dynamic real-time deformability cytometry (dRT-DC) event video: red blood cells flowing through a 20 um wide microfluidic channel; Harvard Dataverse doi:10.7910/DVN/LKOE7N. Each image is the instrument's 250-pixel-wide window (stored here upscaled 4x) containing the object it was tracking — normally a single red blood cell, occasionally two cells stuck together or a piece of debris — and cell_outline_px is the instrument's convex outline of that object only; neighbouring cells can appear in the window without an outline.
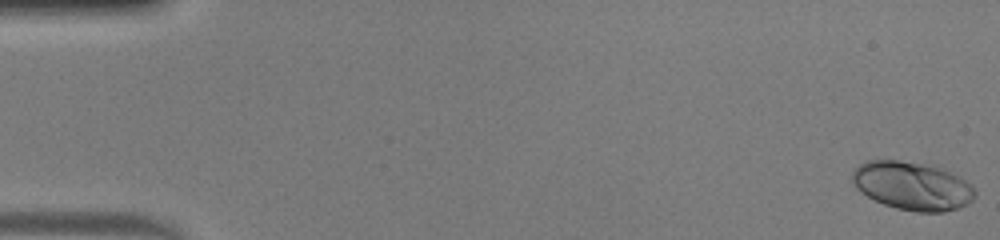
{"species": "human", "species_latin": "Homo sapiens", "temperature_condition": "warm", "stored_images_in_passage": 50, "camera_frame_rate_fps": 3000, "um_per_image_px": 0.085, "donor": {"sex": "male"}, "frame": {"image": 1, "passage_image": 1, "time_ms": 0.0, "image_size_px": [1000, 240], "cell_outline_px": [[976, 196], [972, 200], [960, 208], [944, 212], [916, 212], [896, 208], [884, 204], [860, 192], [856, 188], [852, 180], [852, 172], [860, 164], [868, 160], [900, 160], [940, 168], [972, 184], [976, 192]], "centroid_in_image_um": [77.54, 15.81], "position_along_channel_um": 7.5, "area_um2": 34.33}}
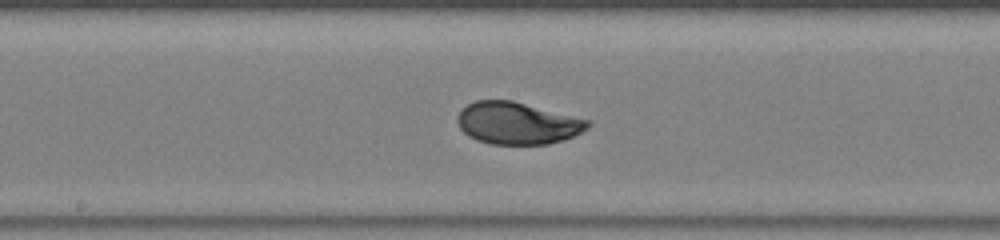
{"frame": {"image": 2, "passage_image": 27, "time_ms": 8.667, "image_size_px": [1000, 240], "cell_outline_px": [[592, 124], [588, 128], [572, 136], [548, 144], [492, 144], [476, 140], [468, 136], [460, 128], [456, 120], [456, 116], [468, 104], [476, 100], [512, 100], [592, 120]], "centroid_in_image_um": [43.98, 10.46], "position_along_channel_um": 204.2, "area_um2": 32.02}}
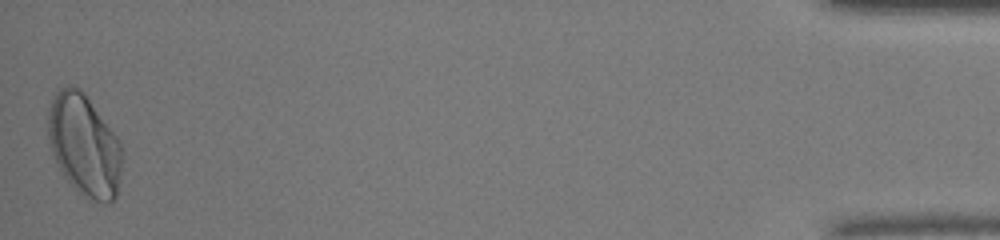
{"frame": {"image": 3, "passage_image": 50, "time_ms": 16.333, "image_size_px": [1000, 240], "cell_outline_px": [[124, 152], [116, 196], [112, 200], [104, 204], [76, 192], [64, 176], [52, 152], [48, 136], [48, 112], [52, 100], [56, 92], [60, 88], [68, 84], [80, 88], [120, 140]], "centroid_in_image_um": [7.18, 12.34], "position_along_channel_um": 428.0, "area_um2": 43.81}, "authors_computed_cell_mechanics": {"area_um2": 32.657, "velocity_mm_per_s": 4.1248, "shape_relaxation_time_tau1_ms": 4.3732, "shape_relaxation_time_tau2_ms": null, "deformation_change_tau1": 0.1946, "deformation_change_tau2": null}}